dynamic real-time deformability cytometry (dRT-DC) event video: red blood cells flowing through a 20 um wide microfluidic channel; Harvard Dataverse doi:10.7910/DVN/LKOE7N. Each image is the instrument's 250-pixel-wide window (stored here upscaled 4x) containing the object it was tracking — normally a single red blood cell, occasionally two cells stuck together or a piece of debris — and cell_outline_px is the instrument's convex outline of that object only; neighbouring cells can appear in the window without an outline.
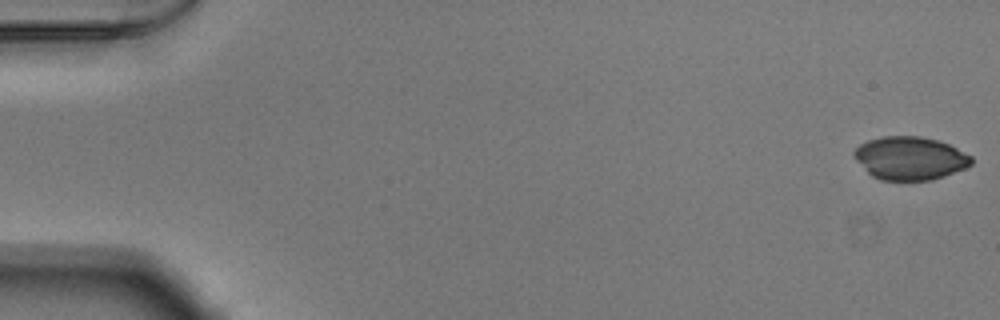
{"species": "Egyptian fruit bat (a non-hibernating species)", "species_latin": "Rousettus aegyptiacus", "temperature_condition": "warm", "stored_images_in_passage": 53, "camera_frame_rate_fps": 3000, "um_per_image_px": 0.085, "animal": {"sex": "male"}, "frame": {"image": 1, "passage_image": 1, "time_ms": 0.0, "image_size_px": [1000, 320], "cell_outline_px": [[972, 164], [964, 168], [944, 176], [932, 180], [880, 180], [872, 176], [852, 156], [852, 152], [860, 144], [868, 140], [884, 136], [920, 136], [940, 140], [972, 156]], "centroid_in_image_um": [77.34, 13.44], "position_along_channel_um": 7.7, "area_um2": 29.54}}
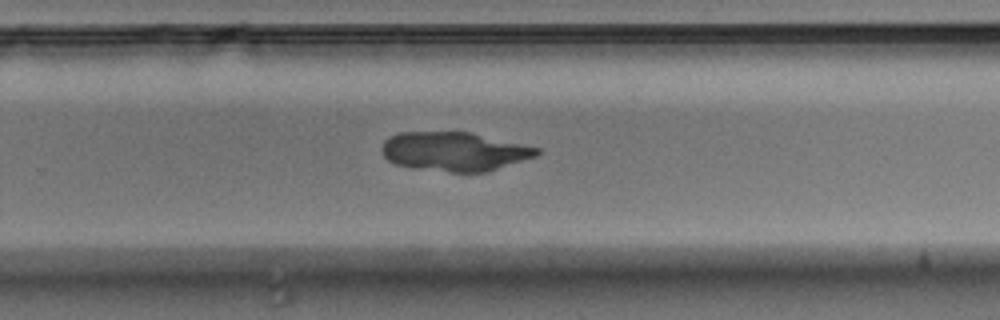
{"frame": {"image": 2, "passage_image": 35, "time_ms": 11.333, "image_size_px": [1000, 320], "cell_outline_px": [[540, 152], [536, 156], [488, 172], [448, 172], [412, 168], [396, 164], [388, 160], [380, 152], [380, 148], [384, 140], [388, 136], [400, 132], [468, 132], [540, 148]], "centroid_in_image_um": [38.57, 12.88], "position_along_channel_um": 291.2, "area_um2": 35.37}}
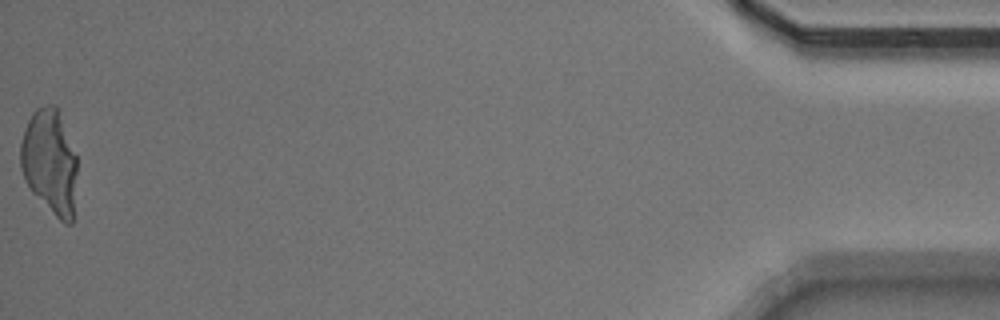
{"frame": {"image": 3, "passage_image": 53, "time_ms": 17.333, "image_size_px": [1000, 320], "cell_outline_px": [[76, 172], [72, 224], [64, 224], [32, 192], [24, 180], [20, 168], [20, 144], [24, 128], [32, 112], [36, 108], [48, 104], [56, 104], [76, 156]], "centroid_in_image_um": [4.2, 13.73], "position_along_channel_um": 431.0, "area_um2": 34.51}}